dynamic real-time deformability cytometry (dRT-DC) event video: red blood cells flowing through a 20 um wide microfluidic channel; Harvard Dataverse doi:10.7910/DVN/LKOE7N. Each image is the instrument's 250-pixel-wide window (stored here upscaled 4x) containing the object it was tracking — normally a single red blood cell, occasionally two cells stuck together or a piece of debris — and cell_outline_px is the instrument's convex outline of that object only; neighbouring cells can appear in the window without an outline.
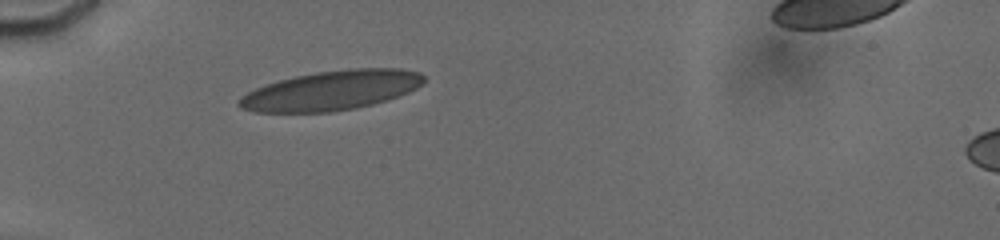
{"species": "human", "species_latin": "Homo sapiens", "temperature_condition": "cold", "stored_images_in_passage": 56, "camera_frame_rate_fps": 3000, "um_per_image_px": 0.085, "donor": {"sex": "male"}, "frame": {"image": 1, "passage_image": 10, "time_ms": 3.0, "image_size_px": [1000, 240], "cell_outline_px": [[424, 80], [416, 88], [408, 92], [388, 100], [356, 108], [332, 112], [252, 112], [240, 108], [236, 104], [248, 92], [256, 88], [280, 80], [296, 76], [316, 72], [348, 68], [404, 68], [420, 72], [424, 76]], "centroid_in_image_um": [28.2, 7.69], "position_along_channel_um": 56.8, "area_um2": 42.48}}
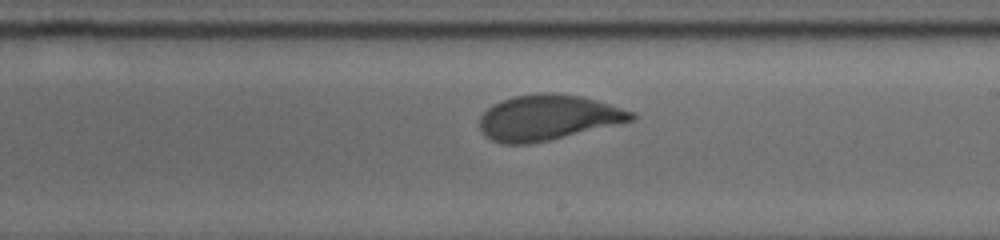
{"frame": {"image": 2, "passage_image": 25, "time_ms": 8.333, "image_size_px": [1000, 240], "cell_outline_px": [[636, 116], [632, 120], [548, 140], [528, 144], [504, 144], [492, 140], [480, 128], [480, 116], [492, 104], [500, 100], [512, 96], [540, 92], [552, 92], [580, 96], [596, 100], [636, 112]], "centroid_in_image_um": [46.54, 9.97], "position_along_channel_um": 242.5, "area_um2": 39.82}}
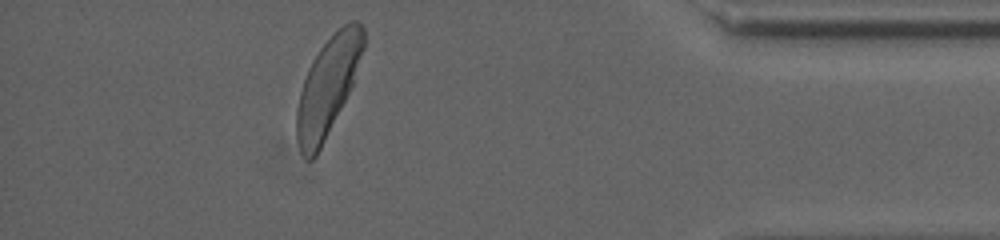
{"frame": {"image": 3, "passage_image": 47, "time_ms": 13.667, "image_size_px": [1000, 240], "cell_outline_px": [[364, 48], [352, 84], [316, 156], [312, 160], [308, 160], [300, 152], [296, 140], [296, 112], [300, 92], [308, 68], [312, 60], [320, 48], [344, 24], [352, 20], [356, 20], [364, 28]], "centroid_in_image_um": [27.83, 7.35], "position_along_channel_um": 407.4, "area_um2": 37.34}, "authors_computed_cell_mechanics": {"area_um2": 39.4196, "velocity_mm_per_s": 3.7725, "shape_relaxation_time_tau1_ms": 3.3003, "shape_relaxation_time_tau2_ms": null, "deformation_change_tau1": 0.1353, "deformation_change_tau2": null}}